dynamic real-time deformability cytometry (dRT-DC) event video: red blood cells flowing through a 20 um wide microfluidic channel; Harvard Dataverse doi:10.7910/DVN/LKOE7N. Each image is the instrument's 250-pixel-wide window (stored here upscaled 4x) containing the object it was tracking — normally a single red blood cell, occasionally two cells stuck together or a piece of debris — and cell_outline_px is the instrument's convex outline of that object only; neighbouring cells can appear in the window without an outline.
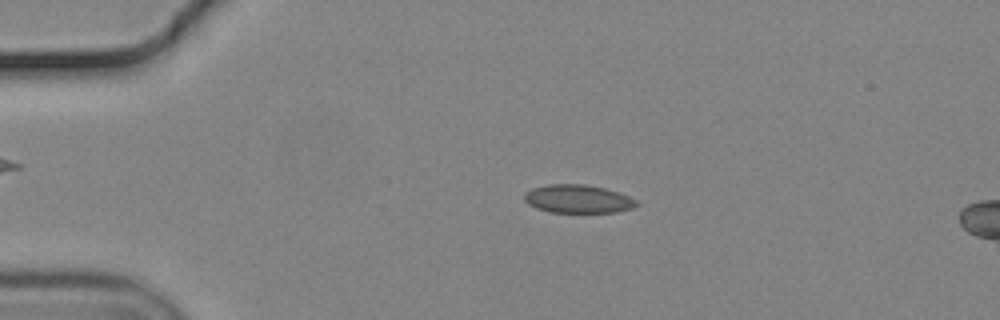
{"species": "common noctule bat (a hibernating species)", "species_latin": "Nyctalus noctula", "temperature_condition": "cold", "stored_images_in_passage": 17, "camera_frame_rate_fps": 3000, "um_per_image_px": 0.085, "animal": {"sex": "male", "body_mass_g": 19.2, "forearm_length_mm": 51.8}, "frame": {"image": 1, "passage_image": 12, "time_ms": 3.667, "image_size_px": [1000, 320], "cell_outline_px": [[640, 204], [632, 208], [616, 212], [548, 212], [536, 208], [528, 204], [524, 200], [524, 192], [532, 188], [548, 184], [584, 184], [604, 188], [620, 192], [636, 200]], "centroid_in_image_um": [49.11, 16.9], "position_along_channel_um": 35.9, "area_um2": 18.61}}